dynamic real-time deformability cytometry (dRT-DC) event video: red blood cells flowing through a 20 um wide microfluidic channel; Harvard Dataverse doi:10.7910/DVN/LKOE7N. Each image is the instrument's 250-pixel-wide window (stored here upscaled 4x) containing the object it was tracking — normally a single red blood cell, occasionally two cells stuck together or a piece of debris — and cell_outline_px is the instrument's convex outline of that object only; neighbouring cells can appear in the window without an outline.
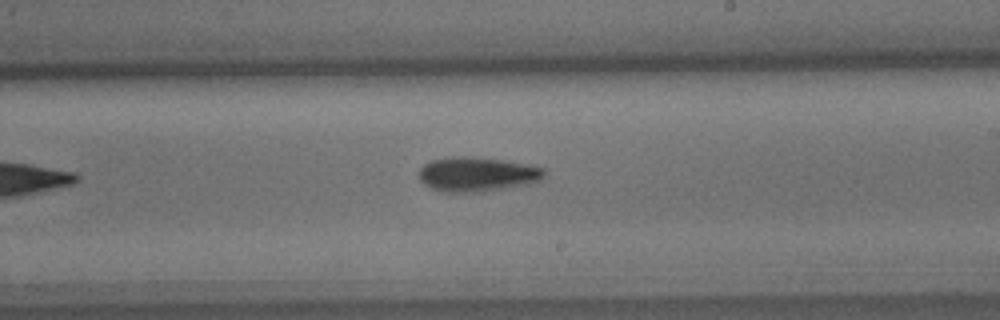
{"species": "common noctule bat (a hibernating species)", "species_latin": "Nyctalus noctula", "temperature_condition": "cold", "stored_images_in_passage": 6, "camera_frame_rate_fps": 3000, "um_per_image_px": 0.085, "animal": {"sex": "male", "body_mass_g": 15.6}, "frame": {"image": 1, "passage_image": 6, "time_ms": 6.667, "image_size_px": [1000, 320], "cell_outline_px": [[544, 176], [540, 180], [528, 184], [504, 188], [476, 192], [444, 192], [432, 188], [424, 184], [420, 180], [420, 168], [424, 164], [432, 160], [452, 156], [464, 156], [504, 160], [528, 164], [544, 168]], "centroid_in_image_um": [40.55, 14.8], "position_along_channel_um": 248.4, "area_um2": 25.03}}